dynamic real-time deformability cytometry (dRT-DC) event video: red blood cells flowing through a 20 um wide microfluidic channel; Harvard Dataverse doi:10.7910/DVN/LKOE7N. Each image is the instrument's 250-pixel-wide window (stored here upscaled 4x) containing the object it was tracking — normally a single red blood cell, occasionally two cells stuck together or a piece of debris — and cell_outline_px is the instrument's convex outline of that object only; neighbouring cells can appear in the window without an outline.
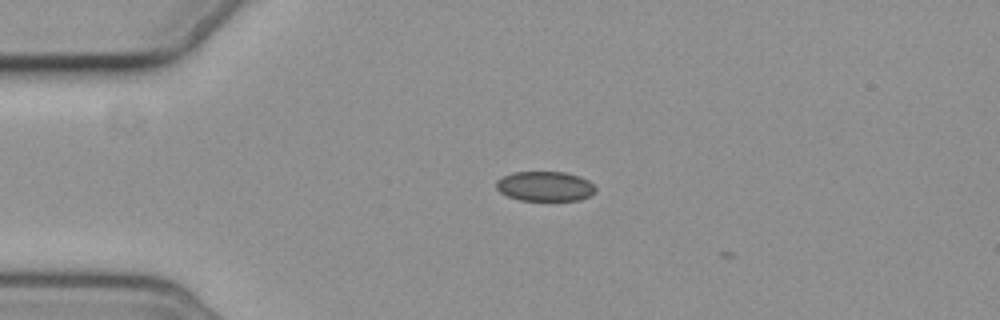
{"species": "common noctule bat (a hibernating species)", "species_latin": "Nyctalus noctula", "temperature_condition": "cold", "stored_images_in_passage": 4, "camera_frame_rate_fps": 3000, "um_per_image_px": 0.085, "animal": {"sex": "female", "body_mass_g": 19.3, "forearm_length_mm": 54.1}, "frame": {"image": 1, "passage_image": 3, "time_ms": 3.333, "image_size_px": [1000, 320], "cell_outline_px": [[596, 192], [580, 200], [520, 200], [508, 196], [500, 192], [496, 188], [496, 180], [512, 172], [564, 172], [580, 176], [588, 180], [596, 188]], "centroid_in_image_um": [46.32, 15.83], "position_along_channel_um": 38.7, "area_um2": 17.22}}